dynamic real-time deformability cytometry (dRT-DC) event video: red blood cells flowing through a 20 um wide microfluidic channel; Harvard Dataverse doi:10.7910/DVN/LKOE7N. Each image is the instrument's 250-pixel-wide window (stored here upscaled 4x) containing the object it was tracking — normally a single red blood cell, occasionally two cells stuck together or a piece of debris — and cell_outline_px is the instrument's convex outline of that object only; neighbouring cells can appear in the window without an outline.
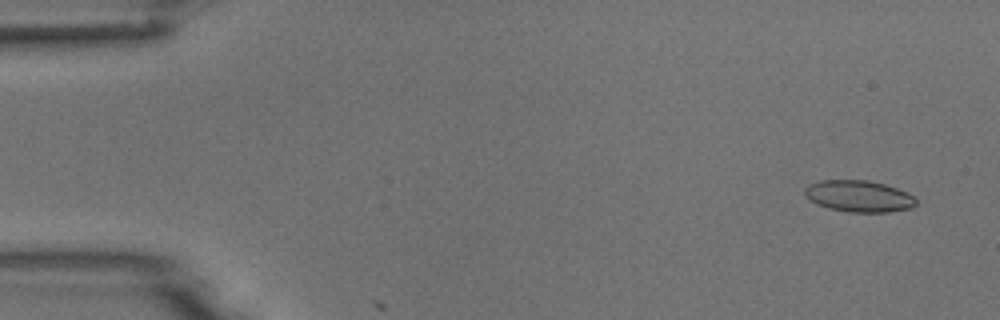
{"species": "common noctule bat (a hibernating species)", "species_latin": "Nyctalus noctula", "temperature_condition": "room temperature", "stored_images_in_passage": 2, "camera_frame_rate_fps": 3000, "um_per_image_px": 0.085, "animal": {"sex": "male", "body_mass_g": 18.8}, "frame": {"image": 1, "passage_image": 1, "time_ms": 0.0, "image_size_px": [1000, 320], "cell_outline_px": [[916, 204], [908, 208], [888, 212], [848, 212], [828, 208], [816, 204], [804, 196], [804, 188], [808, 184], [820, 180], [868, 180], [884, 184], [908, 192], [916, 200]], "centroid_in_image_um": [72.94, 16.67], "position_along_channel_um": 12.1, "area_um2": 20.52}}